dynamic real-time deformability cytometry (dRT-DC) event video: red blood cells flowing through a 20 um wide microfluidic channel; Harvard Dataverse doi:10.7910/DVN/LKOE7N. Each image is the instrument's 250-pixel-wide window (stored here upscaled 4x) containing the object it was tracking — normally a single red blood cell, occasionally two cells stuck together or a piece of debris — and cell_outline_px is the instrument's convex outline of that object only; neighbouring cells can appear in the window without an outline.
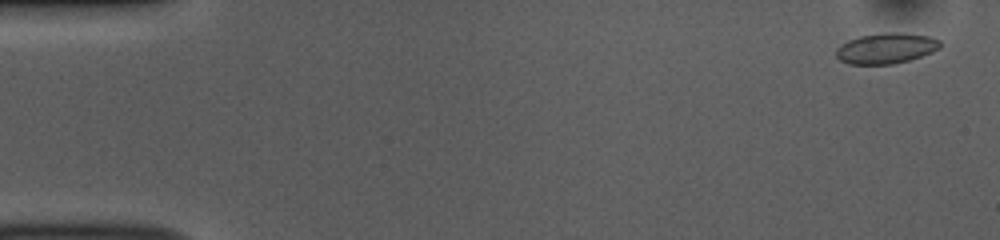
{"species": "common noctule bat (a hibernating species)", "species_latin": "Nyctalus noctula", "temperature_condition": "room temperature", "stored_images_in_passage": 52, "camera_frame_rate_fps": 3000, "um_per_image_px": 0.085, "animal": {"sex": "female", "body_mass_g": 10.0, "forearm_length_mm": 53.1}, "frame": {"image": 1, "passage_image": 2, "time_ms": 0.333, "image_size_px": [1000, 240], "cell_outline_px": [[940, 48], [932, 52], [908, 60], [892, 64], [848, 64], [840, 60], [836, 56], [836, 48], [840, 44], [848, 40], [860, 36], [884, 32], [900, 32], [928, 36], [940, 40]], "centroid_in_image_um": [75.29, 4.1], "position_along_channel_um": 9.7, "area_um2": 18.55}}
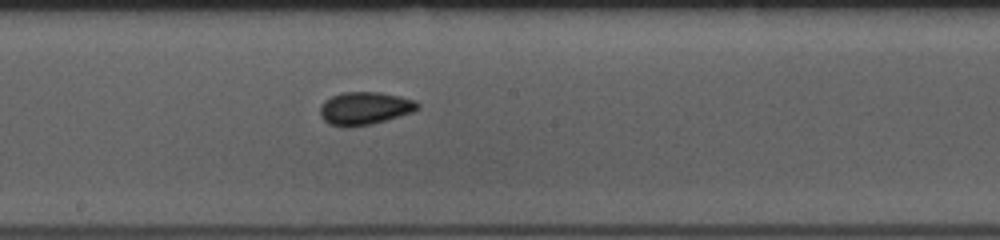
{"frame": {"image": 2, "passage_image": 28, "time_ms": 9.0, "image_size_px": [1000, 240], "cell_outline_px": [[420, 108], [412, 112], [372, 124], [348, 128], [344, 128], [328, 124], [320, 116], [320, 104], [324, 100], [332, 96], [344, 92], [380, 92], [400, 96], [416, 100], [420, 104]], "centroid_in_image_um": [30.98, 9.21], "position_along_channel_um": 217.2, "area_um2": 18.96}}
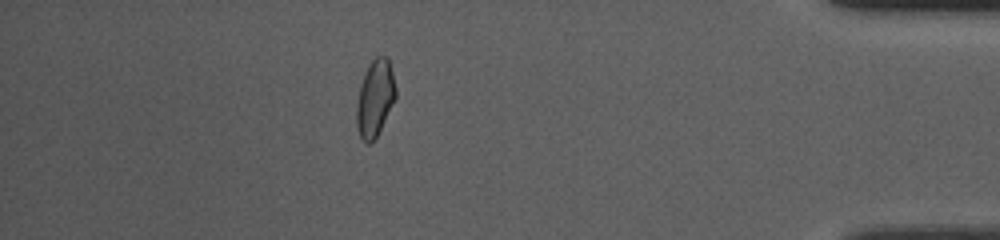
{"frame": {"image": 3, "passage_image": 46, "time_ms": 15.0, "image_size_px": [1000, 240], "cell_outline_px": [[396, 96], [372, 144], [364, 144], [360, 136], [356, 124], [356, 104], [360, 84], [364, 72], [372, 60], [376, 56], [384, 56], [388, 60], [392, 72], [396, 88]], "centroid_in_image_um": [31.84, 8.36], "position_along_channel_um": 403.4, "area_um2": 17.34}, "authors_computed_cell_mechanics": {"area_um2": 17.9758, "velocity_mm_per_s": 3.8321, "shape_relaxation_time_tau1_ms": 6.4767, "shape_relaxation_time_tau2_ms": 2.4523, "deformation_change_tau1": 0.1178, "deformation_change_tau2": 0.0732}}